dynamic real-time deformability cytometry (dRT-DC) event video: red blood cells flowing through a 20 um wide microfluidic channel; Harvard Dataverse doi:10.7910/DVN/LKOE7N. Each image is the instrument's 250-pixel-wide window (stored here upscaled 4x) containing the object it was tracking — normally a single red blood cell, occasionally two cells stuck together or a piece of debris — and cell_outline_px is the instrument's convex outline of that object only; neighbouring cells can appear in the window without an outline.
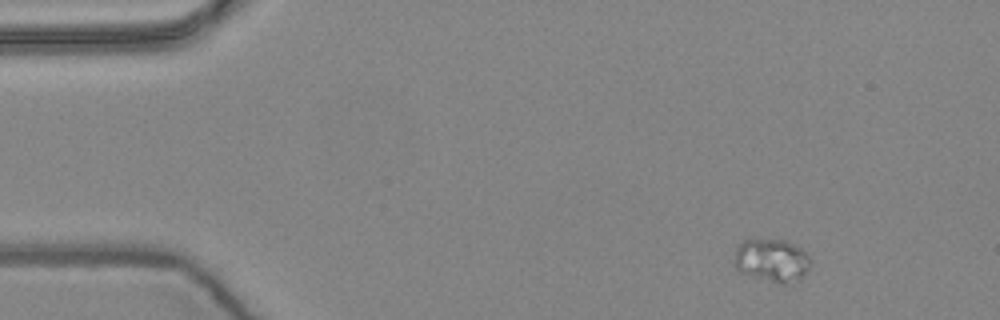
{"species": "common noctule bat (a hibernating species)", "species_latin": "Nyctalus noctula", "temperature_condition": "warm", "stored_images_in_passage": 4, "camera_frame_rate_fps": 3000, "um_per_image_px": 0.085, "animal": {"sex": "female", "body_mass_g": 24.6, "forearm_length_mm": 56.2}, "frame": {"image": 1, "passage_image": 1, "time_ms": 0.0, "image_size_px": [1000, 320], "cell_outline_px": [[808, 268], [800, 276], [784, 284], [780, 284], [740, 272], [732, 264], [736, 248], [744, 240], [784, 240], [800, 248], [808, 256]], "centroid_in_image_um": [65.51, 22.12], "position_along_channel_um": 19.5, "area_um2": 18.5}}
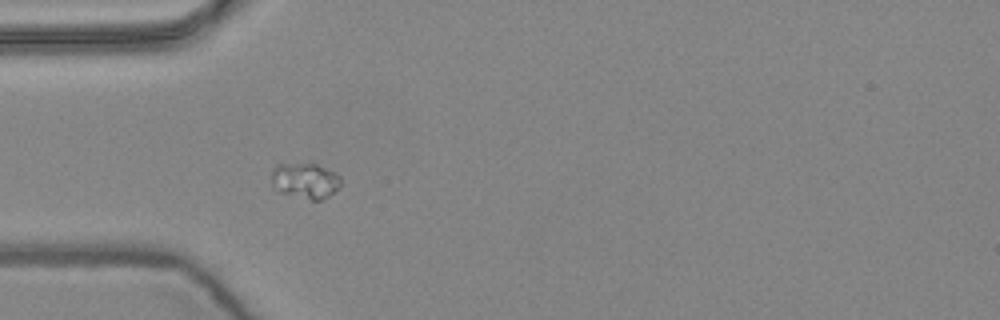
{"frame": {"image": 2, "passage_image": 4, "time_ms": 1.0, "image_size_px": [1000, 320], "cell_outline_px": [[340, 184], [328, 196], [320, 200], [312, 200], [280, 192], [272, 184], [272, 168], [276, 164], [312, 160], [336, 172], [340, 176]], "centroid_in_image_um": [25.93, 15.27], "position_along_channel_um": 59.1, "area_um2": 14.91}}